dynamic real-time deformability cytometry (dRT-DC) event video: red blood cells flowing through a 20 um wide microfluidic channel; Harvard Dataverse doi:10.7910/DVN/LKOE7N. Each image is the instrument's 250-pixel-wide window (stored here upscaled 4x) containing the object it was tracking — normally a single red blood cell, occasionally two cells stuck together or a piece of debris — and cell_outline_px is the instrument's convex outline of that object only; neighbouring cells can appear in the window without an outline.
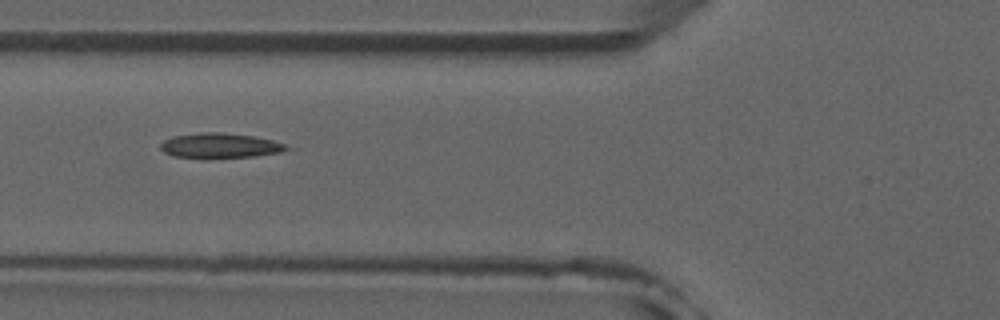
{"species": "common noctule bat (a hibernating species)", "species_latin": "Nyctalus noctula", "temperature_condition": "room temperature", "stored_images_in_passage": 8, "camera_frame_rate_fps": 3000, "um_per_image_px": 0.085, "animal": {"sex": "male", "forearm_length_mm": 52.5}, "frame": {"image": 1, "passage_image": 6, "time_ms": 5.667, "image_size_px": [1000, 320], "cell_outline_px": [[296, 148], [280, 152], [256, 156], [204, 160], [172, 156], [164, 152], [160, 148], [160, 144], [164, 140], [172, 136], [200, 132], [220, 132], [252, 136], [272, 140]], "centroid_in_image_um": [18.68, 12.41], "position_along_channel_um": 107.1, "area_um2": 19.02}}
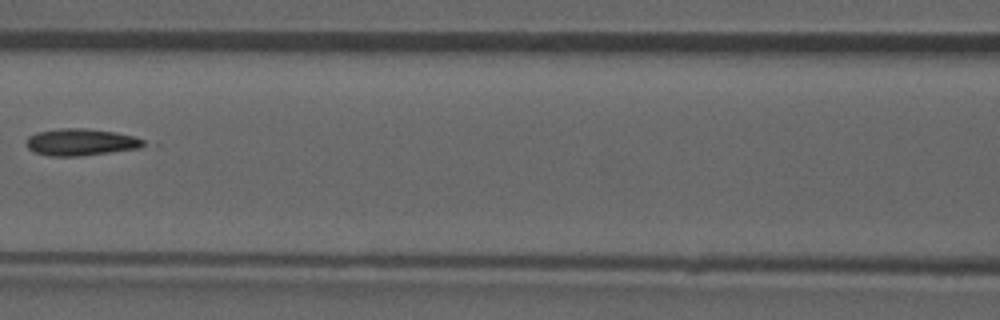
{"frame": {"image": 2, "passage_image": 7, "time_ms": 7.0, "image_size_px": [1000, 320], "cell_outline_px": [[148, 144], [140, 148], [80, 156], [52, 156], [32, 152], [24, 144], [24, 140], [28, 136], [36, 132], [60, 128], [88, 128], [116, 132], [132, 136], [144, 140]], "centroid_in_image_um": [6.83, 12.07], "position_along_channel_um": 159.8, "area_um2": 18.67}}